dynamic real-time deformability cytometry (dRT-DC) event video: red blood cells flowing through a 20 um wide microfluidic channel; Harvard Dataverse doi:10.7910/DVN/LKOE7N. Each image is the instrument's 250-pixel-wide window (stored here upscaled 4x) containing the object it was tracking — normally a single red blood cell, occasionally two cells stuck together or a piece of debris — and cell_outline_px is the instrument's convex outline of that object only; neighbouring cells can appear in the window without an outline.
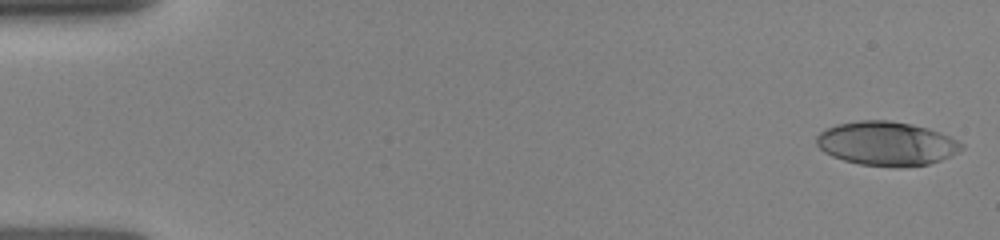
{"species": "human", "species_latin": "Homo sapiens", "temperature_condition": "room temperature", "stored_images_in_passage": 27, "camera_frame_rate_fps": 3000, "um_per_image_px": 0.085, "donor": {"sex": "female"}, "frame": {"image": 1, "passage_image": 1, "time_ms": 0.0, "image_size_px": [1000, 240], "cell_outline_px": [[964, 148], [940, 160], [928, 164], [900, 168], [896, 168], [860, 164], [844, 160], [832, 156], [824, 152], [816, 144], [816, 136], [820, 132], [836, 124], [860, 120], [888, 120], [912, 124], [928, 128], [940, 132], [964, 144]], "centroid_in_image_um": [75.34, 12.21], "position_along_channel_um": 9.7, "area_um2": 37.22}}
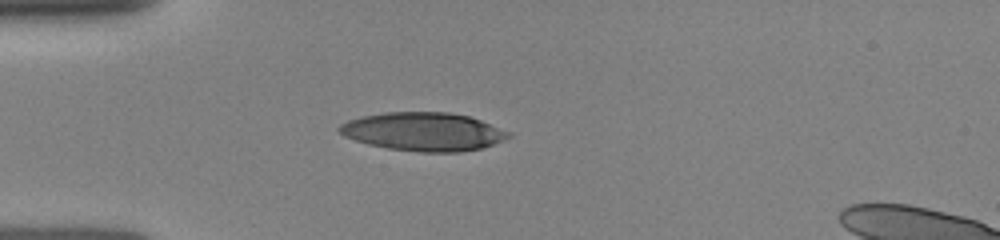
{"frame": {"image": 2, "passage_image": 19, "time_ms": 4.0, "image_size_px": [1000, 240], "cell_outline_px": [[512, 136], [484, 148], [460, 152], [420, 152], [388, 148], [368, 144], [344, 136], [336, 128], [340, 124], [348, 120], [364, 116], [384, 112], [448, 112], [468, 116], [480, 120], [512, 132]], "centroid_in_image_um": [36.01, 11.19], "position_along_channel_um": 49.0, "area_um2": 37.92}}
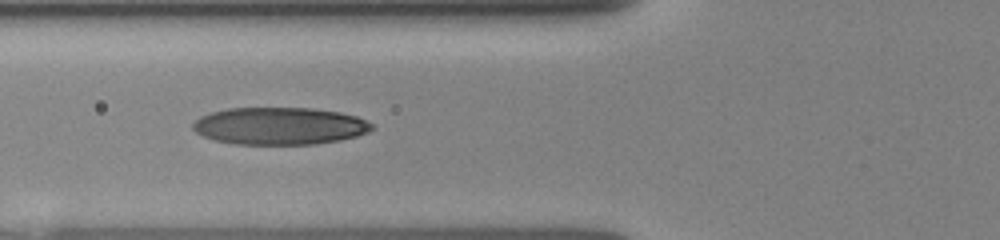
{"frame": {"image": 3, "passage_image": 26, "time_ms": 5.667, "image_size_px": [1000, 240], "cell_outline_px": [[372, 128], [368, 132], [356, 136], [340, 140], [316, 144], [236, 144], [216, 140], [204, 136], [196, 132], [192, 128], [192, 124], [200, 116], [212, 112], [228, 108], [312, 108], [340, 112], [356, 116], [372, 124]], "centroid_in_image_um": [23.76, 10.7], "position_along_channel_um": 102.0, "area_um2": 38.78}}